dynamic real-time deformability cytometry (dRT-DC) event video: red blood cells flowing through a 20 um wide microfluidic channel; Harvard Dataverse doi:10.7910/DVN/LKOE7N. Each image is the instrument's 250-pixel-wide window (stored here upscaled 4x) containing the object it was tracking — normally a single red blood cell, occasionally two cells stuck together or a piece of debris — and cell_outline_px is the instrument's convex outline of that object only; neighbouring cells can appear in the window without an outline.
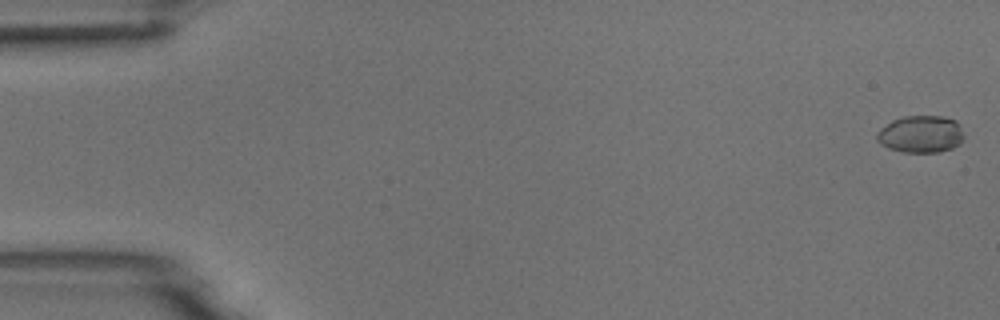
{"species": "common noctule bat (a hibernating species)", "species_latin": "Nyctalus noctula", "temperature_condition": "room temperature", "stored_images_in_passage": 5, "camera_frame_rate_fps": 3000, "um_per_image_px": 0.085, "animal": {"sex": "male", "body_mass_g": 18.8}, "frame": {"image": 1, "passage_image": 1, "time_ms": 0.0, "image_size_px": [1000, 320], "cell_outline_px": [[964, 136], [960, 144], [952, 148], [940, 152], [904, 152], [888, 148], [880, 144], [876, 140], [876, 132], [880, 128], [892, 120], [904, 116], [944, 116], [956, 120], [960, 124]], "centroid_in_image_um": [78.27, 11.4], "position_along_channel_um": 6.7, "area_um2": 19.13}}
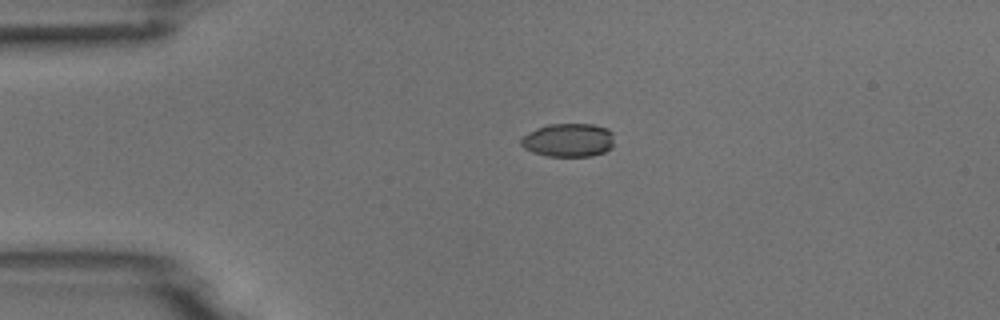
{"frame": {"image": 2, "passage_image": 4, "time_ms": 3.667, "image_size_px": [1000, 320], "cell_outline_px": [[612, 148], [604, 152], [592, 156], [548, 156], [532, 152], [524, 148], [520, 144], [520, 140], [524, 136], [536, 128], [548, 124], [592, 124], [608, 128], [612, 132]], "centroid_in_image_um": [48.32, 11.91], "position_along_channel_um": 36.7, "area_um2": 18.21}}